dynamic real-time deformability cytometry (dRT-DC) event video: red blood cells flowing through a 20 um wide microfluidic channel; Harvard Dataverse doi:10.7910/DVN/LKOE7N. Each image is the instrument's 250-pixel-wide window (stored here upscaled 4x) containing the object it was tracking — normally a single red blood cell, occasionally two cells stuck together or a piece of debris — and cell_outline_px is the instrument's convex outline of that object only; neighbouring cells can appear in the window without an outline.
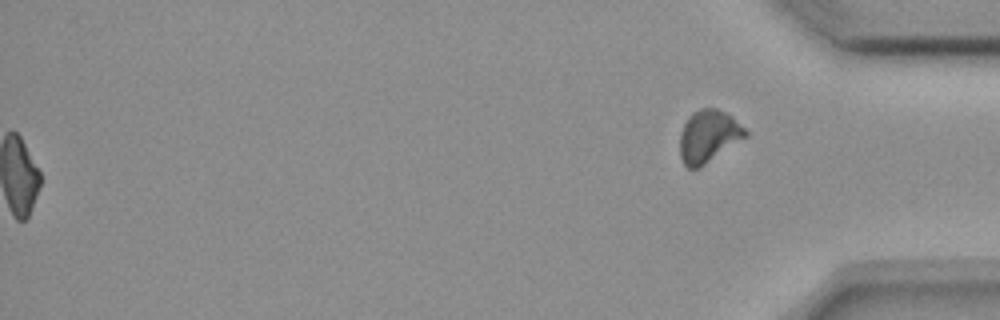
{"species": "common noctule bat (a hibernating species)", "species_latin": "Nyctalus noctula", "temperature_condition": "room temperature", "stored_images_in_passage": 56, "segment_of_instrument_passage": [2, 2], "camera_frame_rate_fps": 3000, "um_per_image_px": 0.085, "animal": {"sex": "female", "body_mass_g": 18.4}, "frame": {"image": 1, "passage_image": 56, "time_ms": 18.333, "image_size_px": [1000, 320], "cell_outline_px": [[748, 136], [700, 168], [688, 168], [684, 164], [680, 156], [680, 132], [688, 116], [692, 112], [700, 108], [716, 108], [732, 116], [748, 132]], "centroid_in_image_um": [60.22, 11.58], "position_along_channel_um": 375.0, "area_um2": 20.11}}